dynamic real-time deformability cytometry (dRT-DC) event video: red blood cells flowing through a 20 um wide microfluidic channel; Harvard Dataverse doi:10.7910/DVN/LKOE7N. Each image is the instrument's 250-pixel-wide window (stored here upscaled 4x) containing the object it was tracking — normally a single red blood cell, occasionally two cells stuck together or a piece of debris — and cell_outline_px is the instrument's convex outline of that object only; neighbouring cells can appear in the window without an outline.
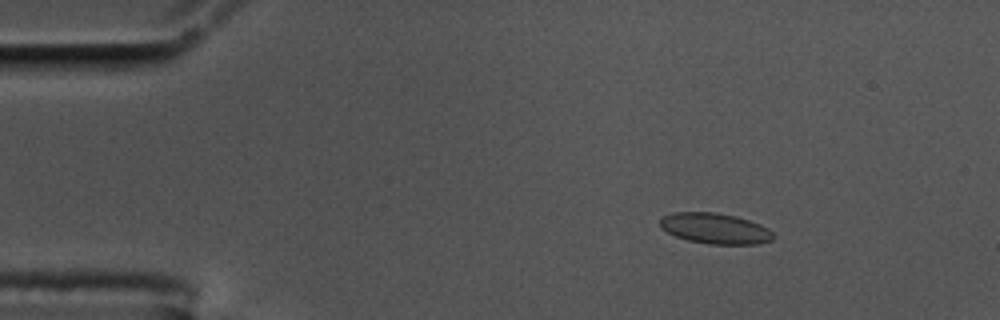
{"species": "common noctule bat (a hibernating species)", "species_latin": "Nyctalus noctula", "temperature_condition": "cold", "stored_images_in_passage": 57, "camera_frame_rate_fps": 3000, "um_per_image_px": 0.085, "animal": {"sex": "male", "body_mass_g": 17.5, "forearm_length_mm": 52.3}, "frame": {"image": 1, "passage_image": 9, "time_ms": 2.667, "image_size_px": [1000, 320], "cell_outline_px": [[776, 236], [772, 240], [756, 244], [708, 244], [688, 240], [676, 236], [660, 228], [660, 216], [672, 212], [716, 212], [736, 216], [760, 224], [768, 228]], "centroid_in_image_um": [60.77, 19.41], "position_along_channel_um": 24.2, "area_um2": 20.4}}
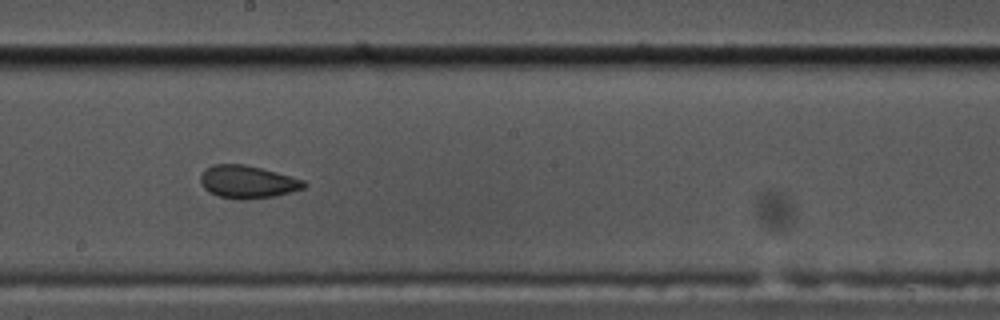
{"frame": {"image": 2, "passage_image": 32, "time_ms": 10.333, "image_size_px": [1000, 320], "cell_outline_px": [[308, 184], [304, 188], [276, 196], [244, 200], [240, 200], [216, 196], [204, 188], [200, 184], [200, 176], [204, 168], [212, 164], [244, 164], [276, 172], [304, 180]], "centroid_in_image_um": [21.01, 15.46], "position_along_channel_um": 227.2, "area_um2": 19.94}}
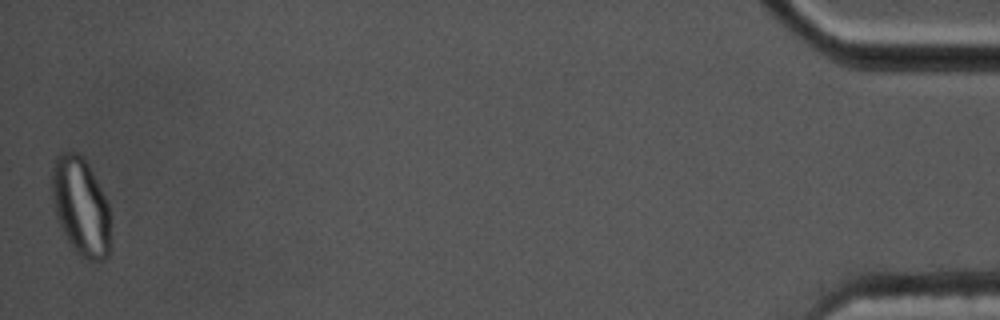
{"frame": {"image": 3, "passage_image": 57, "time_ms": 18.667, "image_size_px": [1000, 320], "cell_outline_px": [[108, 256], [104, 260], [88, 260], [80, 256], [76, 252], [68, 240], [56, 216], [52, 192], [52, 168], [56, 156], [60, 152], [76, 152], [84, 156], [108, 204]], "centroid_in_image_um": [6.84, 17.51], "position_along_channel_um": 428.4, "area_um2": 32.83}, "authors_computed_cell_mechanics": {"area_um2": 19.9988, "velocity_mm_per_s": 3.5348, "shape_relaxation_time_tau1_ms": null, "shape_relaxation_time_tau2_ms": 1.5651, "deformation_change_tau1": null, "deformation_change_tau2": 0.0682}}